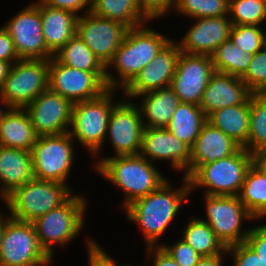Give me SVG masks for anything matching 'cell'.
Masks as SVG:
<instances>
[{
	"instance_id": "cell-51",
	"label": "cell",
	"mask_w": 266,
	"mask_h": 266,
	"mask_svg": "<svg viewBox=\"0 0 266 266\" xmlns=\"http://www.w3.org/2000/svg\"><path fill=\"white\" fill-rule=\"evenodd\" d=\"M10 110V107L6 103V101L0 95V120L4 117V115Z\"/></svg>"
},
{
	"instance_id": "cell-36",
	"label": "cell",
	"mask_w": 266,
	"mask_h": 266,
	"mask_svg": "<svg viewBox=\"0 0 266 266\" xmlns=\"http://www.w3.org/2000/svg\"><path fill=\"white\" fill-rule=\"evenodd\" d=\"M229 0H177L172 12L188 19L228 16Z\"/></svg>"
},
{
	"instance_id": "cell-7",
	"label": "cell",
	"mask_w": 266,
	"mask_h": 266,
	"mask_svg": "<svg viewBox=\"0 0 266 266\" xmlns=\"http://www.w3.org/2000/svg\"><path fill=\"white\" fill-rule=\"evenodd\" d=\"M74 192L64 183L33 178L2 201L11 218L33 222L64 203Z\"/></svg>"
},
{
	"instance_id": "cell-39",
	"label": "cell",
	"mask_w": 266,
	"mask_h": 266,
	"mask_svg": "<svg viewBox=\"0 0 266 266\" xmlns=\"http://www.w3.org/2000/svg\"><path fill=\"white\" fill-rule=\"evenodd\" d=\"M161 247L180 265L195 266L202 257L191 245L183 239L173 241L171 244L162 243Z\"/></svg>"
},
{
	"instance_id": "cell-47",
	"label": "cell",
	"mask_w": 266,
	"mask_h": 266,
	"mask_svg": "<svg viewBox=\"0 0 266 266\" xmlns=\"http://www.w3.org/2000/svg\"><path fill=\"white\" fill-rule=\"evenodd\" d=\"M225 255H227V253L214 256H203L199 259L195 266H225L223 262L226 261Z\"/></svg>"
},
{
	"instance_id": "cell-20",
	"label": "cell",
	"mask_w": 266,
	"mask_h": 266,
	"mask_svg": "<svg viewBox=\"0 0 266 266\" xmlns=\"http://www.w3.org/2000/svg\"><path fill=\"white\" fill-rule=\"evenodd\" d=\"M184 36L175 40L183 53L211 56L217 47L229 40L233 27L228 16L192 19Z\"/></svg>"
},
{
	"instance_id": "cell-24",
	"label": "cell",
	"mask_w": 266,
	"mask_h": 266,
	"mask_svg": "<svg viewBox=\"0 0 266 266\" xmlns=\"http://www.w3.org/2000/svg\"><path fill=\"white\" fill-rule=\"evenodd\" d=\"M34 178L31 152L0 146V200Z\"/></svg>"
},
{
	"instance_id": "cell-25",
	"label": "cell",
	"mask_w": 266,
	"mask_h": 266,
	"mask_svg": "<svg viewBox=\"0 0 266 266\" xmlns=\"http://www.w3.org/2000/svg\"><path fill=\"white\" fill-rule=\"evenodd\" d=\"M137 99L141 101L137 102ZM133 100L140 110L144 127L165 128L180 103L170 86L143 93Z\"/></svg>"
},
{
	"instance_id": "cell-10",
	"label": "cell",
	"mask_w": 266,
	"mask_h": 266,
	"mask_svg": "<svg viewBox=\"0 0 266 266\" xmlns=\"http://www.w3.org/2000/svg\"><path fill=\"white\" fill-rule=\"evenodd\" d=\"M49 59H20L11 65L0 88L10 108L24 109L48 89Z\"/></svg>"
},
{
	"instance_id": "cell-8",
	"label": "cell",
	"mask_w": 266,
	"mask_h": 266,
	"mask_svg": "<svg viewBox=\"0 0 266 266\" xmlns=\"http://www.w3.org/2000/svg\"><path fill=\"white\" fill-rule=\"evenodd\" d=\"M69 132L58 135L38 136L31 149L34 178L68 185V178L75 166V146Z\"/></svg>"
},
{
	"instance_id": "cell-42",
	"label": "cell",
	"mask_w": 266,
	"mask_h": 266,
	"mask_svg": "<svg viewBox=\"0 0 266 266\" xmlns=\"http://www.w3.org/2000/svg\"><path fill=\"white\" fill-rule=\"evenodd\" d=\"M177 0H139L141 10L150 20H158L172 12ZM171 11V12H170ZM168 13V14H167Z\"/></svg>"
},
{
	"instance_id": "cell-21",
	"label": "cell",
	"mask_w": 266,
	"mask_h": 266,
	"mask_svg": "<svg viewBox=\"0 0 266 266\" xmlns=\"http://www.w3.org/2000/svg\"><path fill=\"white\" fill-rule=\"evenodd\" d=\"M252 94L240 77L215 72L203 92L199 106L208 117L224 107L249 103Z\"/></svg>"
},
{
	"instance_id": "cell-11",
	"label": "cell",
	"mask_w": 266,
	"mask_h": 266,
	"mask_svg": "<svg viewBox=\"0 0 266 266\" xmlns=\"http://www.w3.org/2000/svg\"><path fill=\"white\" fill-rule=\"evenodd\" d=\"M6 224L0 246V266H50L53 260L39 244L31 222L11 218Z\"/></svg>"
},
{
	"instance_id": "cell-3",
	"label": "cell",
	"mask_w": 266,
	"mask_h": 266,
	"mask_svg": "<svg viewBox=\"0 0 266 266\" xmlns=\"http://www.w3.org/2000/svg\"><path fill=\"white\" fill-rule=\"evenodd\" d=\"M156 165L140 154L115 157L104 155V158L101 155L95 173L123 193V201L118 205L123 210L134 200L155 191L168 179Z\"/></svg>"
},
{
	"instance_id": "cell-27",
	"label": "cell",
	"mask_w": 266,
	"mask_h": 266,
	"mask_svg": "<svg viewBox=\"0 0 266 266\" xmlns=\"http://www.w3.org/2000/svg\"><path fill=\"white\" fill-rule=\"evenodd\" d=\"M207 121L219 128L240 147L247 150L250 129V102L228 106L212 112Z\"/></svg>"
},
{
	"instance_id": "cell-34",
	"label": "cell",
	"mask_w": 266,
	"mask_h": 266,
	"mask_svg": "<svg viewBox=\"0 0 266 266\" xmlns=\"http://www.w3.org/2000/svg\"><path fill=\"white\" fill-rule=\"evenodd\" d=\"M247 150L254 156L266 152V93H253L250 97Z\"/></svg>"
},
{
	"instance_id": "cell-19",
	"label": "cell",
	"mask_w": 266,
	"mask_h": 266,
	"mask_svg": "<svg viewBox=\"0 0 266 266\" xmlns=\"http://www.w3.org/2000/svg\"><path fill=\"white\" fill-rule=\"evenodd\" d=\"M180 53L177 42L172 38L134 80L121 91V96L133 100L143 93L170 86Z\"/></svg>"
},
{
	"instance_id": "cell-33",
	"label": "cell",
	"mask_w": 266,
	"mask_h": 266,
	"mask_svg": "<svg viewBox=\"0 0 266 266\" xmlns=\"http://www.w3.org/2000/svg\"><path fill=\"white\" fill-rule=\"evenodd\" d=\"M215 72L242 77L253 55L237 47L231 40L223 42L211 55Z\"/></svg>"
},
{
	"instance_id": "cell-48",
	"label": "cell",
	"mask_w": 266,
	"mask_h": 266,
	"mask_svg": "<svg viewBox=\"0 0 266 266\" xmlns=\"http://www.w3.org/2000/svg\"><path fill=\"white\" fill-rule=\"evenodd\" d=\"M11 65L12 64L10 62L0 60V88L2 87L4 80L6 79L9 73Z\"/></svg>"
},
{
	"instance_id": "cell-1",
	"label": "cell",
	"mask_w": 266,
	"mask_h": 266,
	"mask_svg": "<svg viewBox=\"0 0 266 266\" xmlns=\"http://www.w3.org/2000/svg\"><path fill=\"white\" fill-rule=\"evenodd\" d=\"M180 178L181 186L174 187L167 179L155 191L134 200L123 209L127 221L140 228L144 247L161 246L158 240L173 225L184 203L189 202V180L184 176Z\"/></svg>"
},
{
	"instance_id": "cell-14",
	"label": "cell",
	"mask_w": 266,
	"mask_h": 266,
	"mask_svg": "<svg viewBox=\"0 0 266 266\" xmlns=\"http://www.w3.org/2000/svg\"><path fill=\"white\" fill-rule=\"evenodd\" d=\"M3 24L20 59H50L42 32L40 9L30 2Z\"/></svg>"
},
{
	"instance_id": "cell-28",
	"label": "cell",
	"mask_w": 266,
	"mask_h": 266,
	"mask_svg": "<svg viewBox=\"0 0 266 266\" xmlns=\"http://www.w3.org/2000/svg\"><path fill=\"white\" fill-rule=\"evenodd\" d=\"M180 232V238L191 245L202 257L227 252V247L217 237L211 227L200 217L191 215Z\"/></svg>"
},
{
	"instance_id": "cell-31",
	"label": "cell",
	"mask_w": 266,
	"mask_h": 266,
	"mask_svg": "<svg viewBox=\"0 0 266 266\" xmlns=\"http://www.w3.org/2000/svg\"><path fill=\"white\" fill-rule=\"evenodd\" d=\"M238 196L257 220L266 219V174L255 163L246 172Z\"/></svg>"
},
{
	"instance_id": "cell-46",
	"label": "cell",
	"mask_w": 266,
	"mask_h": 266,
	"mask_svg": "<svg viewBox=\"0 0 266 266\" xmlns=\"http://www.w3.org/2000/svg\"><path fill=\"white\" fill-rule=\"evenodd\" d=\"M144 249L146 252L144 257L152 260L151 266H180L161 246Z\"/></svg>"
},
{
	"instance_id": "cell-54",
	"label": "cell",
	"mask_w": 266,
	"mask_h": 266,
	"mask_svg": "<svg viewBox=\"0 0 266 266\" xmlns=\"http://www.w3.org/2000/svg\"><path fill=\"white\" fill-rule=\"evenodd\" d=\"M120 266H135V265H133V263H132V265H131V263H129V264H127V263H125V264H120ZM144 266H148V265H144Z\"/></svg>"
},
{
	"instance_id": "cell-37",
	"label": "cell",
	"mask_w": 266,
	"mask_h": 266,
	"mask_svg": "<svg viewBox=\"0 0 266 266\" xmlns=\"http://www.w3.org/2000/svg\"><path fill=\"white\" fill-rule=\"evenodd\" d=\"M229 39L240 49L254 55L263 48V27L233 25Z\"/></svg>"
},
{
	"instance_id": "cell-2",
	"label": "cell",
	"mask_w": 266,
	"mask_h": 266,
	"mask_svg": "<svg viewBox=\"0 0 266 266\" xmlns=\"http://www.w3.org/2000/svg\"><path fill=\"white\" fill-rule=\"evenodd\" d=\"M171 39L148 22L129 28L124 41L105 66L107 88L123 91Z\"/></svg>"
},
{
	"instance_id": "cell-4",
	"label": "cell",
	"mask_w": 266,
	"mask_h": 266,
	"mask_svg": "<svg viewBox=\"0 0 266 266\" xmlns=\"http://www.w3.org/2000/svg\"><path fill=\"white\" fill-rule=\"evenodd\" d=\"M119 90L108 88L100 96L76 102L73 105L72 121L69 134L78 145L88 151L91 159L96 158L92 164L94 170L100 165V155L103 151L107 126L112 108L121 100L115 99Z\"/></svg>"
},
{
	"instance_id": "cell-50",
	"label": "cell",
	"mask_w": 266,
	"mask_h": 266,
	"mask_svg": "<svg viewBox=\"0 0 266 266\" xmlns=\"http://www.w3.org/2000/svg\"><path fill=\"white\" fill-rule=\"evenodd\" d=\"M1 210H3L2 207L0 209V246L3 239V232L6 224V213H3V211Z\"/></svg>"
},
{
	"instance_id": "cell-5",
	"label": "cell",
	"mask_w": 266,
	"mask_h": 266,
	"mask_svg": "<svg viewBox=\"0 0 266 266\" xmlns=\"http://www.w3.org/2000/svg\"><path fill=\"white\" fill-rule=\"evenodd\" d=\"M88 199L73 193L64 203L33 222L42 249L54 261L55 246L65 247L83 233Z\"/></svg>"
},
{
	"instance_id": "cell-29",
	"label": "cell",
	"mask_w": 266,
	"mask_h": 266,
	"mask_svg": "<svg viewBox=\"0 0 266 266\" xmlns=\"http://www.w3.org/2000/svg\"><path fill=\"white\" fill-rule=\"evenodd\" d=\"M206 121L200 106L180 102L165 128L191 148Z\"/></svg>"
},
{
	"instance_id": "cell-26",
	"label": "cell",
	"mask_w": 266,
	"mask_h": 266,
	"mask_svg": "<svg viewBox=\"0 0 266 266\" xmlns=\"http://www.w3.org/2000/svg\"><path fill=\"white\" fill-rule=\"evenodd\" d=\"M37 138L25 109L10 108L0 120V146L31 151Z\"/></svg>"
},
{
	"instance_id": "cell-6",
	"label": "cell",
	"mask_w": 266,
	"mask_h": 266,
	"mask_svg": "<svg viewBox=\"0 0 266 266\" xmlns=\"http://www.w3.org/2000/svg\"><path fill=\"white\" fill-rule=\"evenodd\" d=\"M254 155L240 147L233 155L200 165L189 177L190 195L204 188L202 195L238 196Z\"/></svg>"
},
{
	"instance_id": "cell-9",
	"label": "cell",
	"mask_w": 266,
	"mask_h": 266,
	"mask_svg": "<svg viewBox=\"0 0 266 266\" xmlns=\"http://www.w3.org/2000/svg\"><path fill=\"white\" fill-rule=\"evenodd\" d=\"M205 221L221 242L226 246L246 241L251 227L242 228L245 221H258L242 204L239 196L230 195H204ZM244 224V225H243Z\"/></svg>"
},
{
	"instance_id": "cell-43",
	"label": "cell",
	"mask_w": 266,
	"mask_h": 266,
	"mask_svg": "<svg viewBox=\"0 0 266 266\" xmlns=\"http://www.w3.org/2000/svg\"><path fill=\"white\" fill-rule=\"evenodd\" d=\"M251 226L250 232L246 238V243L261 257L266 264V222Z\"/></svg>"
},
{
	"instance_id": "cell-30",
	"label": "cell",
	"mask_w": 266,
	"mask_h": 266,
	"mask_svg": "<svg viewBox=\"0 0 266 266\" xmlns=\"http://www.w3.org/2000/svg\"><path fill=\"white\" fill-rule=\"evenodd\" d=\"M91 12L99 17L121 22L129 28L154 21L141 10L139 0H98L91 6Z\"/></svg>"
},
{
	"instance_id": "cell-53",
	"label": "cell",
	"mask_w": 266,
	"mask_h": 266,
	"mask_svg": "<svg viewBox=\"0 0 266 266\" xmlns=\"http://www.w3.org/2000/svg\"><path fill=\"white\" fill-rule=\"evenodd\" d=\"M88 4L92 6L94 3H96L98 0H87Z\"/></svg>"
},
{
	"instance_id": "cell-32",
	"label": "cell",
	"mask_w": 266,
	"mask_h": 266,
	"mask_svg": "<svg viewBox=\"0 0 266 266\" xmlns=\"http://www.w3.org/2000/svg\"><path fill=\"white\" fill-rule=\"evenodd\" d=\"M53 57L65 66L89 72H105V66L77 35L71 38Z\"/></svg>"
},
{
	"instance_id": "cell-15",
	"label": "cell",
	"mask_w": 266,
	"mask_h": 266,
	"mask_svg": "<svg viewBox=\"0 0 266 266\" xmlns=\"http://www.w3.org/2000/svg\"><path fill=\"white\" fill-rule=\"evenodd\" d=\"M129 27L121 22L99 17L91 11L78 16L76 35L106 66L124 41Z\"/></svg>"
},
{
	"instance_id": "cell-16",
	"label": "cell",
	"mask_w": 266,
	"mask_h": 266,
	"mask_svg": "<svg viewBox=\"0 0 266 266\" xmlns=\"http://www.w3.org/2000/svg\"><path fill=\"white\" fill-rule=\"evenodd\" d=\"M214 73L211 56L181 52L170 87L181 103L199 106L203 92Z\"/></svg>"
},
{
	"instance_id": "cell-40",
	"label": "cell",
	"mask_w": 266,
	"mask_h": 266,
	"mask_svg": "<svg viewBox=\"0 0 266 266\" xmlns=\"http://www.w3.org/2000/svg\"><path fill=\"white\" fill-rule=\"evenodd\" d=\"M227 258L232 266H266L261 257L246 243H239L227 247Z\"/></svg>"
},
{
	"instance_id": "cell-13",
	"label": "cell",
	"mask_w": 266,
	"mask_h": 266,
	"mask_svg": "<svg viewBox=\"0 0 266 266\" xmlns=\"http://www.w3.org/2000/svg\"><path fill=\"white\" fill-rule=\"evenodd\" d=\"M48 88L76 103L100 96L108 88L105 72H89L49 59Z\"/></svg>"
},
{
	"instance_id": "cell-12",
	"label": "cell",
	"mask_w": 266,
	"mask_h": 266,
	"mask_svg": "<svg viewBox=\"0 0 266 266\" xmlns=\"http://www.w3.org/2000/svg\"><path fill=\"white\" fill-rule=\"evenodd\" d=\"M143 130L138 106L134 100L123 97L112 108L109 116L105 142L109 141L114 151L108 157L140 154Z\"/></svg>"
},
{
	"instance_id": "cell-17",
	"label": "cell",
	"mask_w": 266,
	"mask_h": 266,
	"mask_svg": "<svg viewBox=\"0 0 266 266\" xmlns=\"http://www.w3.org/2000/svg\"><path fill=\"white\" fill-rule=\"evenodd\" d=\"M74 103L51 91L42 92L24 109L38 136L69 132Z\"/></svg>"
},
{
	"instance_id": "cell-52",
	"label": "cell",
	"mask_w": 266,
	"mask_h": 266,
	"mask_svg": "<svg viewBox=\"0 0 266 266\" xmlns=\"http://www.w3.org/2000/svg\"><path fill=\"white\" fill-rule=\"evenodd\" d=\"M266 27L263 26V48L266 50Z\"/></svg>"
},
{
	"instance_id": "cell-18",
	"label": "cell",
	"mask_w": 266,
	"mask_h": 266,
	"mask_svg": "<svg viewBox=\"0 0 266 266\" xmlns=\"http://www.w3.org/2000/svg\"><path fill=\"white\" fill-rule=\"evenodd\" d=\"M140 155L153 164L167 162L173 171L186 177L191 148L166 128L144 127Z\"/></svg>"
},
{
	"instance_id": "cell-35",
	"label": "cell",
	"mask_w": 266,
	"mask_h": 266,
	"mask_svg": "<svg viewBox=\"0 0 266 266\" xmlns=\"http://www.w3.org/2000/svg\"><path fill=\"white\" fill-rule=\"evenodd\" d=\"M228 17L233 25L266 26V0H229Z\"/></svg>"
},
{
	"instance_id": "cell-49",
	"label": "cell",
	"mask_w": 266,
	"mask_h": 266,
	"mask_svg": "<svg viewBox=\"0 0 266 266\" xmlns=\"http://www.w3.org/2000/svg\"><path fill=\"white\" fill-rule=\"evenodd\" d=\"M254 163L266 174V152L256 154Z\"/></svg>"
},
{
	"instance_id": "cell-41",
	"label": "cell",
	"mask_w": 266,
	"mask_h": 266,
	"mask_svg": "<svg viewBox=\"0 0 266 266\" xmlns=\"http://www.w3.org/2000/svg\"><path fill=\"white\" fill-rule=\"evenodd\" d=\"M85 239L84 245L86 246L85 249H87L85 252L87 253L88 266H120L116 259L110 256L91 235H87Z\"/></svg>"
},
{
	"instance_id": "cell-22",
	"label": "cell",
	"mask_w": 266,
	"mask_h": 266,
	"mask_svg": "<svg viewBox=\"0 0 266 266\" xmlns=\"http://www.w3.org/2000/svg\"><path fill=\"white\" fill-rule=\"evenodd\" d=\"M240 146L219 128L206 121L191 147V159L186 169L188 178L200 165L233 155Z\"/></svg>"
},
{
	"instance_id": "cell-38",
	"label": "cell",
	"mask_w": 266,
	"mask_h": 266,
	"mask_svg": "<svg viewBox=\"0 0 266 266\" xmlns=\"http://www.w3.org/2000/svg\"><path fill=\"white\" fill-rule=\"evenodd\" d=\"M241 80L253 93H266V50L264 48L253 55Z\"/></svg>"
},
{
	"instance_id": "cell-44",
	"label": "cell",
	"mask_w": 266,
	"mask_h": 266,
	"mask_svg": "<svg viewBox=\"0 0 266 266\" xmlns=\"http://www.w3.org/2000/svg\"><path fill=\"white\" fill-rule=\"evenodd\" d=\"M43 4L64 9L81 16L91 11L87 0H40ZM82 12V13H81Z\"/></svg>"
},
{
	"instance_id": "cell-45",
	"label": "cell",
	"mask_w": 266,
	"mask_h": 266,
	"mask_svg": "<svg viewBox=\"0 0 266 266\" xmlns=\"http://www.w3.org/2000/svg\"><path fill=\"white\" fill-rule=\"evenodd\" d=\"M0 60L10 62L11 64L20 60L14 48L12 38L3 26L0 27Z\"/></svg>"
},
{
	"instance_id": "cell-23",
	"label": "cell",
	"mask_w": 266,
	"mask_h": 266,
	"mask_svg": "<svg viewBox=\"0 0 266 266\" xmlns=\"http://www.w3.org/2000/svg\"><path fill=\"white\" fill-rule=\"evenodd\" d=\"M40 9L42 32L47 49L54 55L76 35L78 15L32 0Z\"/></svg>"
}]
</instances>
